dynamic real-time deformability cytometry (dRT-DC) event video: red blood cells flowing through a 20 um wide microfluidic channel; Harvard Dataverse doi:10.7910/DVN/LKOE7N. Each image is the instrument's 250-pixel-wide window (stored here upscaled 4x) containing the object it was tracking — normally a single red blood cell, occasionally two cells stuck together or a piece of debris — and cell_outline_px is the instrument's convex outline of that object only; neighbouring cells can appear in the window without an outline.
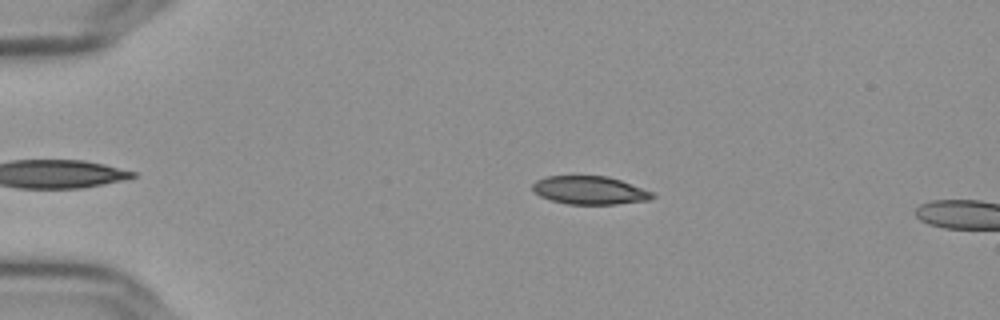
{"species": "Egyptian fruit bat (a non-hibernating species)", "species_latin": "Rousettus aegyptiacus", "temperature_condition": "cold", "stored_images_in_passage": 9, "camera_frame_rate_fps": 3000, "um_per_image_px": 0.085, "frame": {"image": 1, "passage_image": 6, "time_ms": 1.667, "image_size_px": [1000, 320], "cell_outline_px": [[656, 196], [648, 200], [616, 204], [568, 204], [552, 200], [540, 196], [532, 192], [532, 184], [536, 180], [548, 176], [608, 176], [620, 180], [652, 192]], "centroid_in_image_um": [50.09, 16.17], "position_along_channel_um": 34.9, "area_um2": 19.59}}